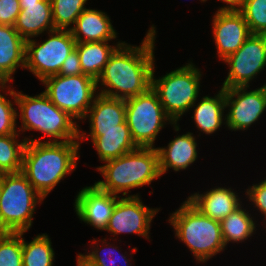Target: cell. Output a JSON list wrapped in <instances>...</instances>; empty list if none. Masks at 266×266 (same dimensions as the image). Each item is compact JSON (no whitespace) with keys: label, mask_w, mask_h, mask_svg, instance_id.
Instances as JSON below:
<instances>
[{"label":"cell","mask_w":266,"mask_h":266,"mask_svg":"<svg viewBox=\"0 0 266 266\" xmlns=\"http://www.w3.org/2000/svg\"><path fill=\"white\" fill-rule=\"evenodd\" d=\"M154 25L148 30L141 46H132L125 41L114 51L96 80L105 88L100 94L109 97L128 99L145 93L151 87L154 65ZM100 83V84H99Z\"/></svg>","instance_id":"6da1fadb"},{"label":"cell","mask_w":266,"mask_h":266,"mask_svg":"<svg viewBox=\"0 0 266 266\" xmlns=\"http://www.w3.org/2000/svg\"><path fill=\"white\" fill-rule=\"evenodd\" d=\"M24 140L26 145L21 172L45 199L64 177L76 169L81 143L41 142L30 137H25Z\"/></svg>","instance_id":"7a4b0ae2"},{"label":"cell","mask_w":266,"mask_h":266,"mask_svg":"<svg viewBox=\"0 0 266 266\" xmlns=\"http://www.w3.org/2000/svg\"><path fill=\"white\" fill-rule=\"evenodd\" d=\"M8 88V93L13 96L14 102L21 113H16L21 118V129L39 131L50 139L46 142H69L84 140L85 132H80L79 125L68 113L54 105L44 93L29 96ZM20 114V115H18ZM84 138V139H83ZM63 139V140H62ZM77 139V140H76Z\"/></svg>","instance_id":"3957f363"},{"label":"cell","mask_w":266,"mask_h":266,"mask_svg":"<svg viewBox=\"0 0 266 266\" xmlns=\"http://www.w3.org/2000/svg\"><path fill=\"white\" fill-rule=\"evenodd\" d=\"M105 165L96 169L104 177L94 184L102 191L118 196L128 194L129 189L150 185L160 178L157 149L138 147L118 158L105 161Z\"/></svg>","instance_id":"277c9868"},{"label":"cell","mask_w":266,"mask_h":266,"mask_svg":"<svg viewBox=\"0 0 266 266\" xmlns=\"http://www.w3.org/2000/svg\"><path fill=\"white\" fill-rule=\"evenodd\" d=\"M175 236L181 240L196 258L205 263L223 251L224 244L220 222L202 214L188 200L169 217Z\"/></svg>","instance_id":"5b68a950"},{"label":"cell","mask_w":266,"mask_h":266,"mask_svg":"<svg viewBox=\"0 0 266 266\" xmlns=\"http://www.w3.org/2000/svg\"><path fill=\"white\" fill-rule=\"evenodd\" d=\"M43 200L22 172L0 174V233L27 232Z\"/></svg>","instance_id":"8992f818"},{"label":"cell","mask_w":266,"mask_h":266,"mask_svg":"<svg viewBox=\"0 0 266 266\" xmlns=\"http://www.w3.org/2000/svg\"><path fill=\"white\" fill-rule=\"evenodd\" d=\"M153 66L151 87L158 94L165 113L177 123L196 103L200 91L201 72L192 62L155 79Z\"/></svg>","instance_id":"52a82bcc"},{"label":"cell","mask_w":266,"mask_h":266,"mask_svg":"<svg viewBox=\"0 0 266 266\" xmlns=\"http://www.w3.org/2000/svg\"><path fill=\"white\" fill-rule=\"evenodd\" d=\"M125 107V120L137 147L154 148L155 139L166 124L165 121H169L175 131L180 130L178 123H174L165 113L152 87L143 94L126 99Z\"/></svg>","instance_id":"ba28073f"},{"label":"cell","mask_w":266,"mask_h":266,"mask_svg":"<svg viewBox=\"0 0 266 266\" xmlns=\"http://www.w3.org/2000/svg\"><path fill=\"white\" fill-rule=\"evenodd\" d=\"M43 91L58 108L72 118L83 120L97 94L96 80L87 75H52L42 81ZM96 94V95H94Z\"/></svg>","instance_id":"9c48e42d"},{"label":"cell","mask_w":266,"mask_h":266,"mask_svg":"<svg viewBox=\"0 0 266 266\" xmlns=\"http://www.w3.org/2000/svg\"><path fill=\"white\" fill-rule=\"evenodd\" d=\"M47 33L49 38L43 43L32 38L26 40L24 69H29L41 82L59 73L64 60L76 46L71 30L54 29Z\"/></svg>","instance_id":"30bf717a"},{"label":"cell","mask_w":266,"mask_h":266,"mask_svg":"<svg viewBox=\"0 0 266 266\" xmlns=\"http://www.w3.org/2000/svg\"><path fill=\"white\" fill-rule=\"evenodd\" d=\"M225 63L230 67L222 88L249 87L250 81L266 66V35L252 34L230 54Z\"/></svg>","instance_id":"8fae6325"},{"label":"cell","mask_w":266,"mask_h":266,"mask_svg":"<svg viewBox=\"0 0 266 266\" xmlns=\"http://www.w3.org/2000/svg\"><path fill=\"white\" fill-rule=\"evenodd\" d=\"M248 88H225V107L230 109L224 121L232 131L247 130L266 110V84L252 91Z\"/></svg>","instance_id":"7c38bea8"},{"label":"cell","mask_w":266,"mask_h":266,"mask_svg":"<svg viewBox=\"0 0 266 266\" xmlns=\"http://www.w3.org/2000/svg\"><path fill=\"white\" fill-rule=\"evenodd\" d=\"M160 209L143 205L138 195H127L117 200L105 231L118 235L134 233L149 238L153 218Z\"/></svg>","instance_id":"4fadbf2b"},{"label":"cell","mask_w":266,"mask_h":266,"mask_svg":"<svg viewBox=\"0 0 266 266\" xmlns=\"http://www.w3.org/2000/svg\"><path fill=\"white\" fill-rule=\"evenodd\" d=\"M213 37L218 56L223 61L236 52L252 35L239 10H219L213 17Z\"/></svg>","instance_id":"5bb4252c"},{"label":"cell","mask_w":266,"mask_h":266,"mask_svg":"<svg viewBox=\"0 0 266 266\" xmlns=\"http://www.w3.org/2000/svg\"><path fill=\"white\" fill-rule=\"evenodd\" d=\"M119 198L100 190L95 184L84 187L75 198V212L81 221L103 231Z\"/></svg>","instance_id":"9a60e30c"},{"label":"cell","mask_w":266,"mask_h":266,"mask_svg":"<svg viewBox=\"0 0 266 266\" xmlns=\"http://www.w3.org/2000/svg\"><path fill=\"white\" fill-rule=\"evenodd\" d=\"M238 193L230 188L218 187L204 194L194 193L187 200L202 214L221 222L230 213L241 206Z\"/></svg>","instance_id":"2e32d148"},{"label":"cell","mask_w":266,"mask_h":266,"mask_svg":"<svg viewBox=\"0 0 266 266\" xmlns=\"http://www.w3.org/2000/svg\"><path fill=\"white\" fill-rule=\"evenodd\" d=\"M76 43L110 41L117 38L109 16L101 10L85 9L71 29Z\"/></svg>","instance_id":"e0dca14e"},{"label":"cell","mask_w":266,"mask_h":266,"mask_svg":"<svg viewBox=\"0 0 266 266\" xmlns=\"http://www.w3.org/2000/svg\"><path fill=\"white\" fill-rule=\"evenodd\" d=\"M101 161L118 158L138 147L132 140L126 120L122 129L90 130L89 136Z\"/></svg>","instance_id":"ac0fdd59"},{"label":"cell","mask_w":266,"mask_h":266,"mask_svg":"<svg viewBox=\"0 0 266 266\" xmlns=\"http://www.w3.org/2000/svg\"><path fill=\"white\" fill-rule=\"evenodd\" d=\"M197 143L193 133L178 135L169 142L167 147H157L160 173L163 175L168 168L174 171L185 170L197 159Z\"/></svg>","instance_id":"d6986e66"},{"label":"cell","mask_w":266,"mask_h":266,"mask_svg":"<svg viewBox=\"0 0 266 266\" xmlns=\"http://www.w3.org/2000/svg\"><path fill=\"white\" fill-rule=\"evenodd\" d=\"M125 116V99L98 93L93 104L88 109L85 119L89 117V130H110L122 129Z\"/></svg>","instance_id":"ffe728a7"},{"label":"cell","mask_w":266,"mask_h":266,"mask_svg":"<svg viewBox=\"0 0 266 266\" xmlns=\"http://www.w3.org/2000/svg\"><path fill=\"white\" fill-rule=\"evenodd\" d=\"M15 30L25 39L38 37L44 31L54 30L51 0L24 4L14 24Z\"/></svg>","instance_id":"44dd1931"},{"label":"cell","mask_w":266,"mask_h":266,"mask_svg":"<svg viewBox=\"0 0 266 266\" xmlns=\"http://www.w3.org/2000/svg\"><path fill=\"white\" fill-rule=\"evenodd\" d=\"M26 40L14 26L0 24V69L13 81L16 69L25 68Z\"/></svg>","instance_id":"7402d4cb"},{"label":"cell","mask_w":266,"mask_h":266,"mask_svg":"<svg viewBox=\"0 0 266 266\" xmlns=\"http://www.w3.org/2000/svg\"><path fill=\"white\" fill-rule=\"evenodd\" d=\"M192 107L196 106L194 109V118L196 127L205 134H212L220 129L224 118L225 107V88L221 87L215 97L204 96L201 101Z\"/></svg>","instance_id":"603a6c76"},{"label":"cell","mask_w":266,"mask_h":266,"mask_svg":"<svg viewBox=\"0 0 266 266\" xmlns=\"http://www.w3.org/2000/svg\"><path fill=\"white\" fill-rule=\"evenodd\" d=\"M109 41L76 43L80 64L84 75L97 80L114 51L123 43L108 45Z\"/></svg>","instance_id":"cb8c5ba5"},{"label":"cell","mask_w":266,"mask_h":266,"mask_svg":"<svg viewBox=\"0 0 266 266\" xmlns=\"http://www.w3.org/2000/svg\"><path fill=\"white\" fill-rule=\"evenodd\" d=\"M253 220L249 212L242 209V206L225 217L220 222L224 244L227 245L231 241L233 243L244 242L252 236L256 231V223Z\"/></svg>","instance_id":"d4e9b609"},{"label":"cell","mask_w":266,"mask_h":266,"mask_svg":"<svg viewBox=\"0 0 266 266\" xmlns=\"http://www.w3.org/2000/svg\"><path fill=\"white\" fill-rule=\"evenodd\" d=\"M22 232L23 266H53L55 252L47 234H39L32 241L25 242Z\"/></svg>","instance_id":"484cf974"},{"label":"cell","mask_w":266,"mask_h":266,"mask_svg":"<svg viewBox=\"0 0 266 266\" xmlns=\"http://www.w3.org/2000/svg\"><path fill=\"white\" fill-rule=\"evenodd\" d=\"M19 133L0 136V174L22 171L23 152L26 141L16 140Z\"/></svg>","instance_id":"4316f807"},{"label":"cell","mask_w":266,"mask_h":266,"mask_svg":"<svg viewBox=\"0 0 266 266\" xmlns=\"http://www.w3.org/2000/svg\"><path fill=\"white\" fill-rule=\"evenodd\" d=\"M86 2L87 0H51L54 28L71 30L86 9Z\"/></svg>","instance_id":"83f0119b"},{"label":"cell","mask_w":266,"mask_h":266,"mask_svg":"<svg viewBox=\"0 0 266 266\" xmlns=\"http://www.w3.org/2000/svg\"><path fill=\"white\" fill-rule=\"evenodd\" d=\"M0 266H23L22 232L0 233Z\"/></svg>","instance_id":"f1b7e54d"},{"label":"cell","mask_w":266,"mask_h":266,"mask_svg":"<svg viewBox=\"0 0 266 266\" xmlns=\"http://www.w3.org/2000/svg\"><path fill=\"white\" fill-rule=\"evenodd\" d=\"M239 11L252 34L266 35V0H243Z\"/></svg>","instance_id":"f546056e"},{"label":"cell","mask_w":266,"mask_h":266,"mask_svg":"<svg viewBox=\"0 0 266 266\" xmlns=\"http://www.w3.org/2000/svg\"><path fill=\"white\" fill-rule=\"evenodd\" d=\"M93 245L95 244L96 247L93 246V249L87 253V255L83 254V256L89 260L92 264H94L95 266H115L116 265V260L119 259L118 264L121 266H131L132 264H130V261L127 259L126 255L120 254V256L118 258L113 257V255L117 254V248H119L118 246L116 247H112L113 249H104L102 247V250L99 249V244H97L96 240H93ZM107 250V252H106ZM103 251V252H102ZM99 252V253H98ZM101 254V255H99ZM107 255V256H106ZM118 255V254H117ZM113 257V258H112ZM108 261V262H107ZM110 263V264H109ZM117 266V265H116Z\"/></svg>","instance_id":"4dcf8cb0"},{"label":"cell","mask_w":266,"mask_h":266,"mask_svg":"<svg viewBox=\"0 0 266 266\" xmlns=\"http://www.w3.org/2000/svg\"><path fill=\"white\" fill-rule=\"evenodd\" d=\"M0 93V136L15 134L17 123V109L13 103Z\"/></svg>","instance_id":"1f68e13d"},{"label":"cell","mask_w":266,"mask_h":266,"mask_svg":"<svg viewBox=\"0 0 266 266\" xmlns=\"http://www.w3.org/2000/svg\"><path fill=\"white\" fill-rule=\"evenodd\" d=\"M20 11L19 0H0V24L14 26Z\"/></svg>","instance_id":"d6a6232c"},{"label":"cell","mask_w":266,"mask_h":266,"mask_svg":"<svg viewBox=\"0 0 266 266\" xmlns=\"http://www.w3.org/2000/svg\"><path fill=\"white\" fill-rule=\"evenodd\" d=\"M246 194L249 197V201L253 202L254 206L266 219V179L259 182V184H253V186L246 190Z\"/></svg>","instance_id":"836d02e7"},{"label":"cell","mask_w":266,"mask_h":266,"mask_svg":"<svg viewBox=\"0 0 266 266\" xmlns=\"http://www.w3.org/2000/svg\"><path fill=\"white\" fill-rule=\"evenodd\" d=\"M84 74L81 68L77 49L75 48L64 60L58 75L70 76V75H82Z\"/></svg>","instance_id":"e575fe53"},{"label":"cell","mask_w":266,"mask_h":266,"mask_svg":"<svg viewBox=\"0 0 266 266\" xmlns=\"http://www.w3.org/2000/svg\"><path fill=\"white\" fill-rule=\"evenodd\" d=\"M220 1L227 3L228 5L219 8V10H239L243 0H220Z\"/></svg>","instance_id":"d590c367"},{"label":"cell","mask_w":266,"mask_h":266,"mask_svg":"<svg viewBox=\"0 0 266 266\" xmlns=\"http://www.w3.org/2000/svg\"><path fill=\"white\" fill-rule=\"evenodd\" d=\"M11 82L12 80L0 69V91H3L6 87L7 82Z\"/></svg>","instance_id":"8d00e7d4"},{"label":"cell","mask_w":266,"mask_h":266,"mask_svg":"<svg viewBox=\"0 0 266 266\" xmlns=\"http://www.w3.org/2000/svg\"><path fill=\"white\" fill-rule=\"evenodd\" d=\"M77 266H95L89 260H87L83 254H78L77 256Z\"/></svg>","instance_id":"74e56055"},{"label":"cell","mask_w":266,"mask_h":266,"mask_svg":"<svg viewBox=\"0 0 266 266\" xmlns=\"http://www.w3.org/2000/svg\"><path fill=\"white\" fill-rule=\"evenodd\" d=\"M41 0H19L20 8L24 9V4L38 3Z\"/></svg>","instance_id":"f35d334b"}]
</instances>
